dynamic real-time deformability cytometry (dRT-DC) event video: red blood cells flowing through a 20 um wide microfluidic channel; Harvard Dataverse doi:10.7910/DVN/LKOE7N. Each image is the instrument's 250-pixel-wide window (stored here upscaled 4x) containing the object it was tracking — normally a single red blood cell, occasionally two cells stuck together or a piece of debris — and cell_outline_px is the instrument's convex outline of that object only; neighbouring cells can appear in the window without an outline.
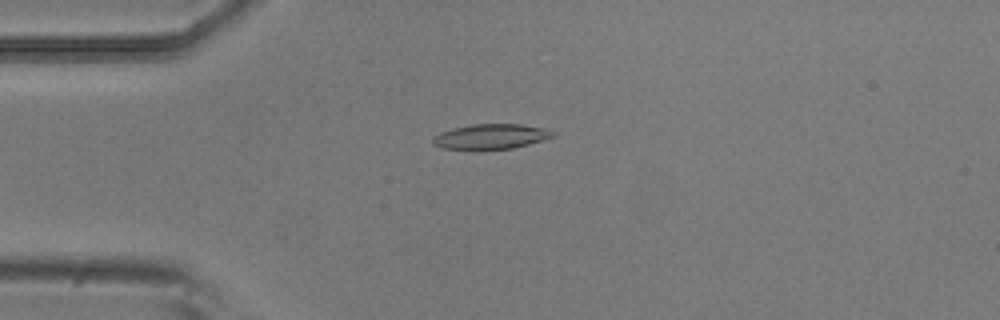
{"species": "common noctule bat (a hibernating species)", "species_latin": "Nyctalus noctula", "temperature_condition": "room temperature", "stored_images_in_passage": 9, "camera_frame_rate_fps": 3000, "um_per_image_px": 0.085, "animal": {"sex": "male", "body_mass_g": 20.5, "forearm_length_mm": 52.5}, "frame": {"image": 1, "passage_image": 3, "time_ms": 0.667, "image_size_px": [1000, 320], "cell_outline_px": [[556, 136], [528, 144], [512, 148], [480, 152], [476, 152], [444, 148], [432, 144], [432, 136], [440, 132], [452, 128], [472, 124], [524, 124], [544, 128], [556, 132]], "centroid_in_image_um": [41.68, 11.64], "position_along_channel_um": 43.3, "area_um2": 18.32}}
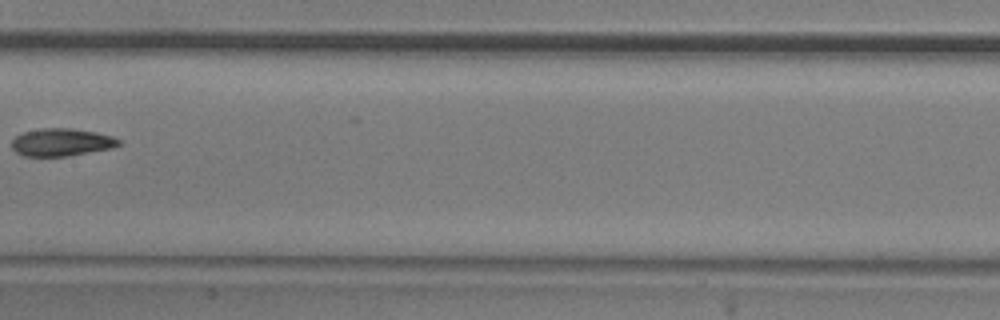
{"frame": {"image": 2, "passage_image": 7, "time_ms": 2.0, "image_size_px": [1000, 320], "cell_outline_px": [[120, 144], [112, 148], [68, 156], [24, 156], [16, 152], [12, 148], [12, 140], [16, 136], [24, 132], [40, 128], [72, 128], [96, 132], [112, 136], [120, 140]], "centroid_in_image_um": [5.22, 12.09], "position_along_channel_um": 202.2, "area_um2": 17.22}}
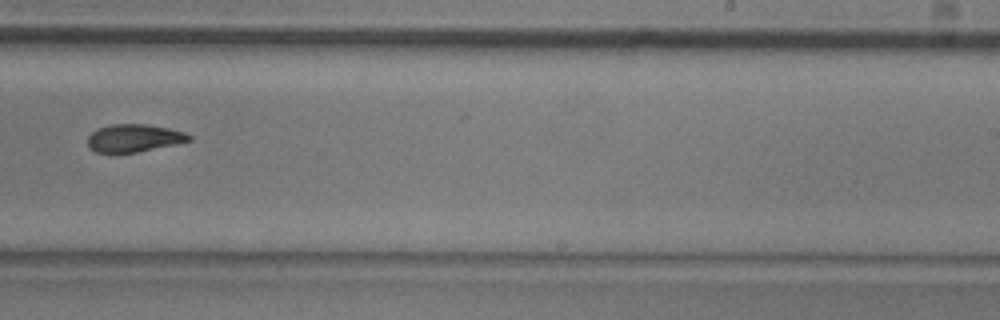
{"frame": {"image": 3, "passage_image": 9, "time_ms": 2.667, "image_size_px": [1000, 320], "cell_outline_px": [[192, 140], [176, 144], [136, 152], [96, 152], [88, 148], [88, 136], [96, 128], [112, 124], [144, 124], [168, 128], [184, 132], [192, 136]], "centroid_in_image_um": [11.37, 11.73], "position_along_channel_um": 277.6, "area_um2": 16.3}}